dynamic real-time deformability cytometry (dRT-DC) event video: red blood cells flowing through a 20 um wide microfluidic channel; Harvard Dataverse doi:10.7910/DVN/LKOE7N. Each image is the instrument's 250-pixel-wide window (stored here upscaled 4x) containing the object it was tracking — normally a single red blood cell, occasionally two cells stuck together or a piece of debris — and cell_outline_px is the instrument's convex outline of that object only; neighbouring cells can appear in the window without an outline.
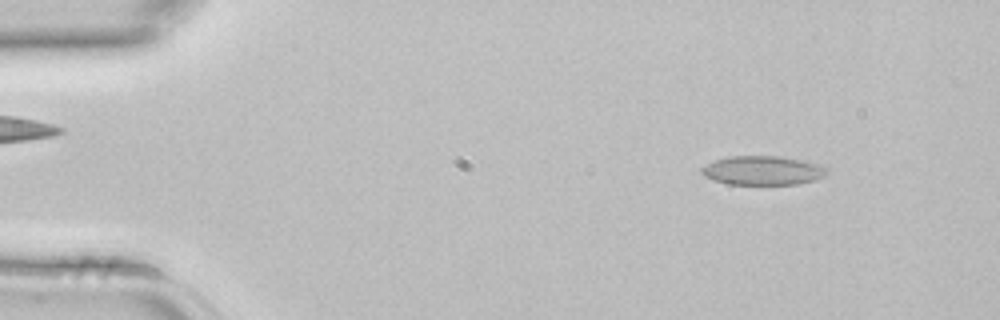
{"species": "common noctule bat (a hibernating species)", "species_latin": "Nyctalus noctula", "temperature_condition": "room temperature", "stored_images_in_passage": 3, "camera_frame_rate_fps": 3000, "um_per_image_px": 0.085, "animal": {"sex": "female", "body_mass_g": 22.7, "forearm_length_mm": 54.2}, "frame": {"image": 1, "passage_image": 1, "time_ms": 0.0, "image_size_px": [1000, 320], "cell_outline_px": [[828, 172], [824, 176], [816, 180], [800, 184], [728, 184], [712, 180], [704, 176], [700, 172], [700, 168], [704, 164], [728, 156], [780, 156], [820, 164], [828, 168]], "centroid_in_image_um": [64.82, 14.49], "position_along_channel_um": 20.2, "area_um2": 21.44}}
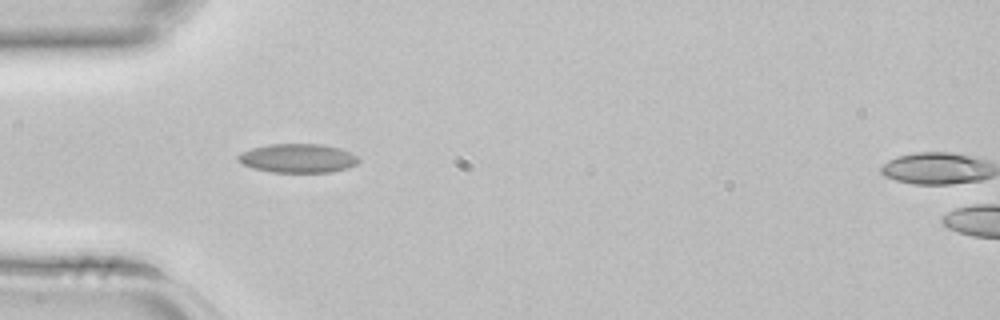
{"frame": {"image": 2, "passage_image": 3, "time_ms": 0.667, "image_size_px": [1000, 320], "cell_outline_px": [[360, 160], [356, 164], [348, 168], [332, 172], [272, 172], [252, 168], [244, 164], [236, 156], [240, 152], [252, 148], [268, 144], [320, 144], [340, 148], [356, 156]], "centroid_in_image_um": [25.31, 13.45], "position_along_channel_um": 59.7, "area_um2": 20.23}}